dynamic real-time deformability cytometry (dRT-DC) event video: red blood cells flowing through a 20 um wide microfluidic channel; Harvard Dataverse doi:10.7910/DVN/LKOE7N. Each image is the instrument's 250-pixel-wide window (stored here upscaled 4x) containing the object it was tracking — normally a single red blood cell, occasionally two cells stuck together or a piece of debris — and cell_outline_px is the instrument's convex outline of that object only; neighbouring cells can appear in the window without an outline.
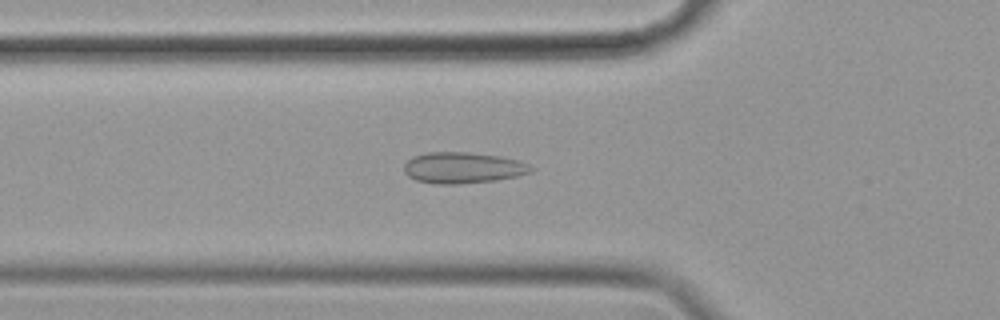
{"species": "common noctule bat (a hibernating species)", "species_latin": "Nyctalus noctula", "temperature_condition": "cold", "stored_images_in_passage": 48, "camera_frame_rate_fps": 3000, "um_per_image_px": 0.085, "animal": {"sex": "female", "body_mass_g": 19.9}, "frame": {"image": 1, "passage_image": 14, "time_ms": 4.333, "image_size_px": [1000, 320], "cell_outline_px": [[536, 168], [532, 172], [516, 176], [496, 180], [456, 184], [436, 184], [416, 180], [408, 176], [404, 172], [404, 164], [412, 156], [428, 152], [468, 152], [500, 156], [516, 160], [528, 164]], "centroid_in_image_um": [39.34, 14.26], "position_along_channel_um": 86.5, "area_um2": 23.06}}
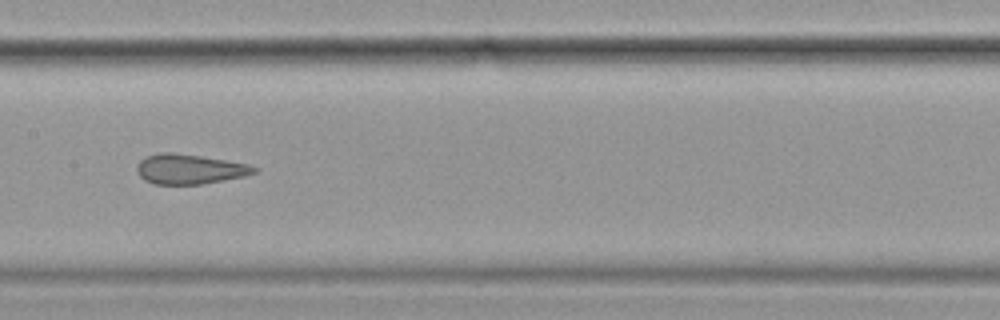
{"frame": {"image": 2, "passage_image": 23, "time_ms": 7.333, "image_size_px": [1000, 320], "cell_outline_px": [[260, 168], [256, 172], [244, 176], [200, 184], [152, 184], [144, 180], [136, 172], [136, 168], [140, 160], [148, 156], [160, 152], [172, 152], [200, 156], [248, 164]], "centroid_in_image_um": [16.09, 14.37], "position_along_channel_um": 191.3, "area_um2": 20.29}}
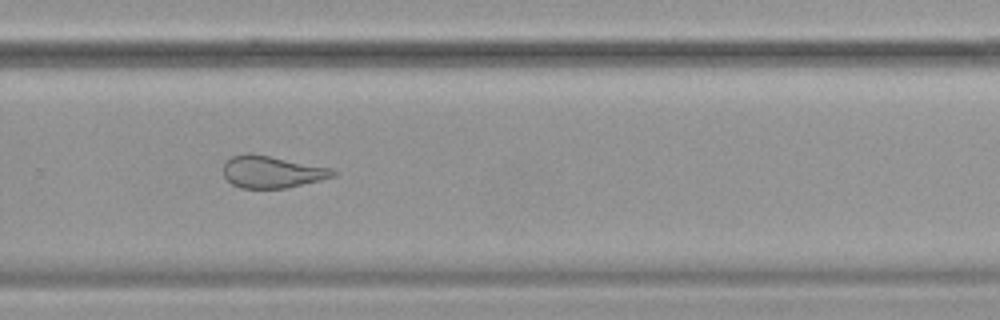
{"frame": {"image": 3, "passage_image": 33, "time_ms": 10.667, "image_size_px": [1000, 320], "cell_outline_px": [[340, 172], [336, 176], [320, 180], [284, 188], [240, 188], [232, 184], [224, 176], [224, 164], [232, 156], [244, 152], [252, 152], [332, 168]], "centroid_in_image_um": [23.13, 14.59], "position_along_channel_um": 306.7, "area_um2": 20.69}, "authors_computed_cell_mechanics": {"area_um2": 23.3801, "velocity_mm_per_s": 3.472, "shape_relaxation_time_tau1_ms": null, "shape_relaxation_time_tau2_ms": 1.1966, "deformation_change_tau1": null, "deformation_change_tau2": 0.0854}}